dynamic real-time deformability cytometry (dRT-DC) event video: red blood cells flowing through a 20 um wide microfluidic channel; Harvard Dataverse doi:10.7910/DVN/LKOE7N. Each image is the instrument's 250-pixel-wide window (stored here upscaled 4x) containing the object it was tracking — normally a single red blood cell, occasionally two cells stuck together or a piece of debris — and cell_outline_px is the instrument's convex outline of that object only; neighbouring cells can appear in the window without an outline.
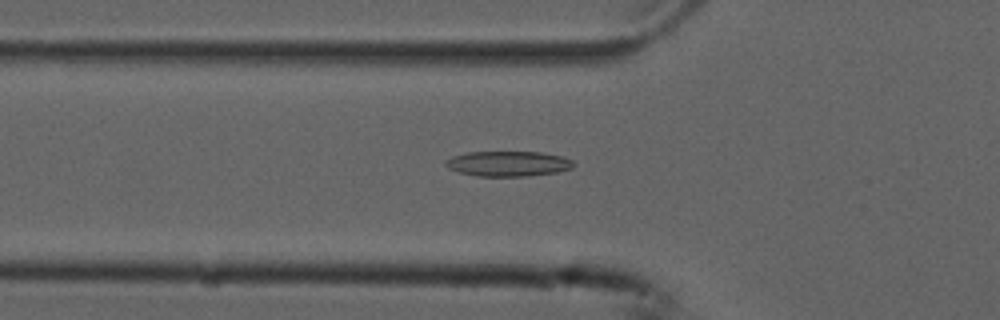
{"species": "common noctule bat (a hibernating species)", "species_latin": "Nyctalus noctula", "temperature_condition": "cold", "stored_images_in_passage": 45, "camera_frame_rate_fps": 3000, "um_per_image_px": 0.085, "animal": {"sex": "male", "forearm_length_mm": 52.5}, "frame": {"image": 1, "passage_image": 18, "time_ms": 5.667, "image_size_px": [1000, 320], "cell_outline_px": [[576, 164], [572, 168], [556, 172], [528, 176], [476, 176], [460, 172], [448, 168], [444, 164], [444, 160], [452, 156], [468, 152], [540, 152], [564, 156], [572, 160]], "centroid_in_image_um": [43.2, 13.91], "position_along_channel_um": 82.6, "area_um2": 18.9}}
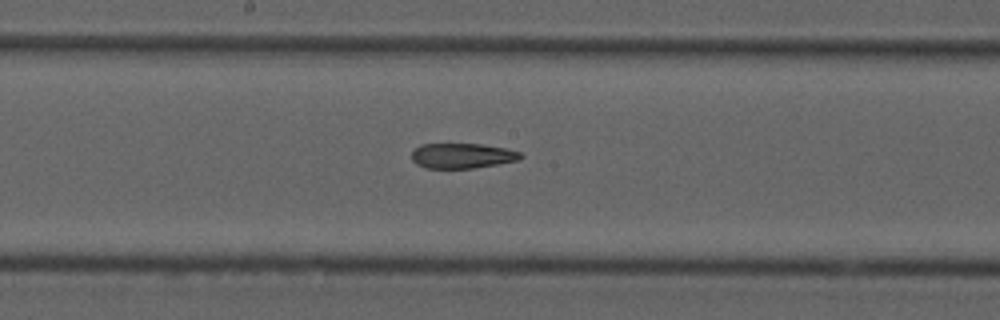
{"frame": {"image": 2, "passage_image": 28, "time_ms": 9.0, "image_size_px": [1000, 320], "cell_outline_px": [[524, 156], [520, 160], [472, 168], [424, 168], [416, 164], [412, 160], [412, 152], [420, 144], [480, 144], [504, 148], [520, 152]], "centroid_in_image_um": [39.27, 13.24], "position_along_channel_um": 208.9, "area_um2": 15.9}}
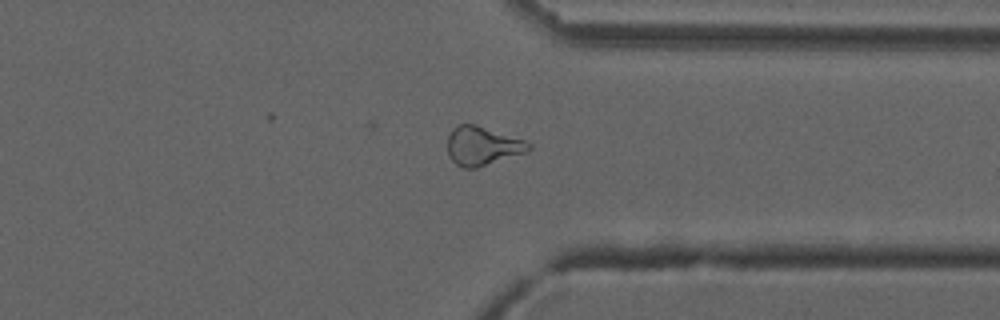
{"frame": {"image": 3, "passage_image": 41, "time_ms": 13.333, "image_size_px": [1000, 320], "cell_outline_px": [[532, 148], [524, 152], [476, 168], [464, 168], [456, 164], [448, 156], [448, 136], [452, 128], [456, 124], [476, 124], [524, 140], [532, 144]], "centroid_in_image_um": [40.97, 12.39], "position_along_channel_um": 370.4, "area_um2": 18.21}, "authors_computed_cell_mechanics": {"area_um2": 18.207, "velocity_mm_per_s": 3.773, "shape_relaxation_time_tau1_ms": null, "shape_relaxation_time_tau2_ms": 2.9486, "deformation_change_tau1": null, "deformation_change_tau2": 0.1155}}